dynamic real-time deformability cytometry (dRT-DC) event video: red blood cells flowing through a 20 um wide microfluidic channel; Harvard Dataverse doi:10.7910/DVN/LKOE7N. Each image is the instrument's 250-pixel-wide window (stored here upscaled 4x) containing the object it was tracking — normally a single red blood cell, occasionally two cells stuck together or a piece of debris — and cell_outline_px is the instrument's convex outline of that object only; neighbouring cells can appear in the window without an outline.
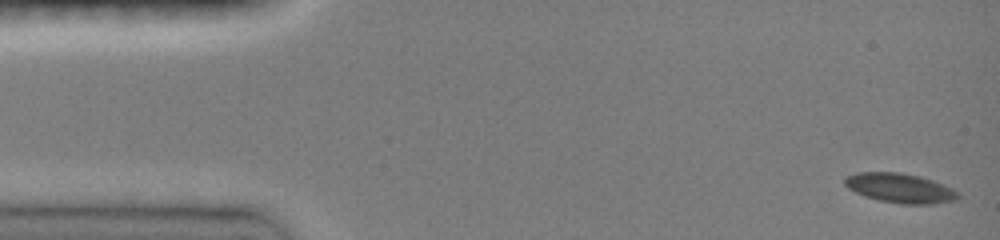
{"species": "common noctule bat (a hibernating species)", "species_latin": "Nyctalus noctula", "temperature_condition": "room temperature", "stored_images_in_passage": 47, "camera_frame_rate_fps": 3000, "um_per_image_px": 0.085, "animal": {"sex": "female", "body_mass_g": 19.0, "forearm_length_mm": 51.5}, "frame": {"image": 1, "passage_image": 1, "time_ms": 0.0, "image_size_px": [1000, 240], "cell_outline_px": [[960, 196], [956, 200], [932, 204], [900, 204], [880, 200], [864, 196], [848, 188], [844, 184], [844, 176], [856, 172], [900, 172], [920, 176], [932, 180], [952, 188], [960, 192]], "centroid_in_image_um": [76.5, 15.98], "position_along_channel_um": 8.5, "area_um2": 19.65}}
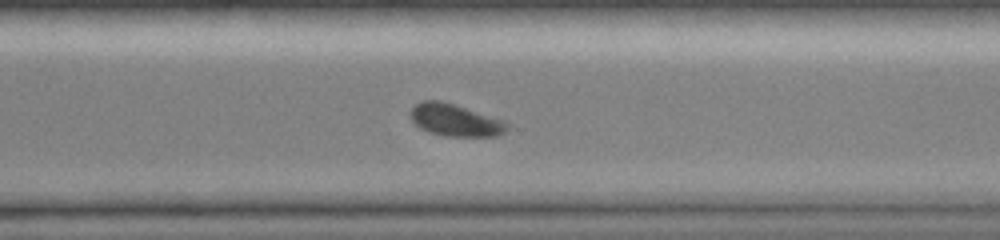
{"frame": {"image": 2, "passage_image": 33, "time_ms": 10.667, "image_size_px": [1000, 240], "cell_outline_px": [[508, 128], [504, 132], [496, 136], [444, 136], [428, 132], [420, 128], [412, 120], [412, 108], [416, 104], [424, 100], [440, 100], [504, 120], [508, 124]], "centroid_in_image_um": [38.7, 10.22], "position_along_channel_um": 331.9, "area_um2": 17.86}}
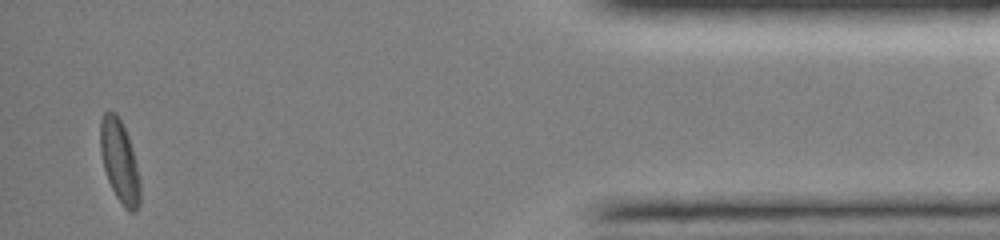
{"frame": {"image": 3, "passage_image": 44, "time_ms": 14.333, "image_size_px": [1000, 240], "cell_outline_px": [[140, 204], [132, 212], [128, 212], [124, 208], [116, 196], [108, 180], [104, 168], [100, 152], [100, 120], [104, 112], [116, 112], [128, 136], [132, 148], [136, 164], [140, 184]], "centroid_in_image_um": [10.15, 13.71], "position_along_channel_um": 425.0, "area_um2": 18.96}}